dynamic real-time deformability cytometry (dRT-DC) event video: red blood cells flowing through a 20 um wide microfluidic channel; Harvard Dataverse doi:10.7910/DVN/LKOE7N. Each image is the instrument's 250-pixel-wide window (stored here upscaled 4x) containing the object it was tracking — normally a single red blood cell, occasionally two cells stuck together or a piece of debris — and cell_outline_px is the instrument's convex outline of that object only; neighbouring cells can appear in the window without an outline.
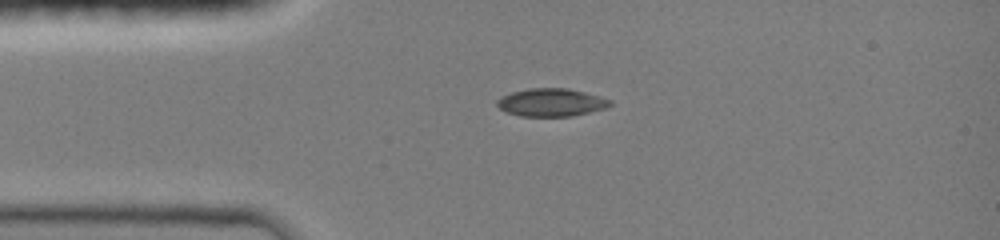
{"species": "common noctule bat (a hibernating species)", "species_latin": "Nyctalus noctula", "temperature_condition": "room temperature", "stored_images_in_passage": 28, "camera_frame_rate_fps": 3000, "um_per_image_px": 0.085, "animal": {"sex": "female", "body_mass_g": 19.0, "forearm_length_mm": 51.5}, "frame": {"image": 1, "passage_image": 1, "time_ms": 0.0, "image_size_px": [1000, 240], "cell_outline_px": [[612, 104], [604, 108], [572, 116], [520, 116], [508, 112], [500, 108], [496, 104], [496, 100], [500, 96], [512, 92], [532, 88], [568, 88], [584, 92], [612, 100]], "centroid_in_image_um": [46.83, 8.7], "position_along_channel_um": 38.2, "area_um2": 18.21}}
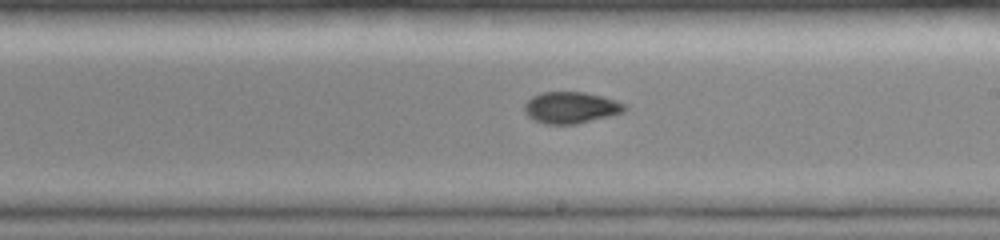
{"frame": {"image": 2, "passage_image": 12, "time_ms": 5.333, "image_size_px": [1000, 240], "cell_outline_px": [[628, 108], [624, 112], [576, 124], [544, 124], [528, 116], [524, 112], [524, 104], [532, 96], [540, 92], [584, 92], [616, 100], [624, 104]], "centroid_in_image_um": [48.5, 9.14], "position_along_channel_um": 240.5, "area_um2": 18.32}}
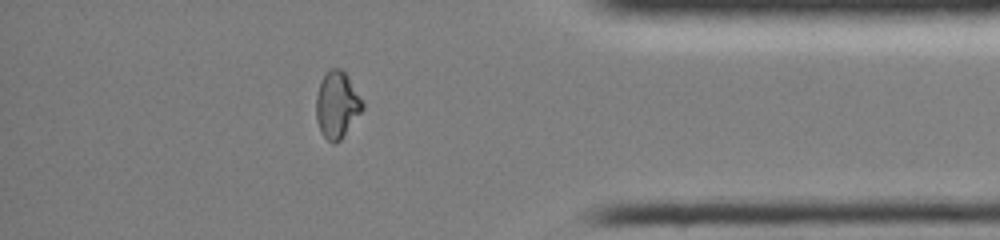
{"frame": {"image": 3, "passage_image": 22, "time_ms": 9.667, "image_size_px": [1000, 240], "cell_outline_px": [[364, 108], [340, 140], [336, 144], [332, 144], [320, 132], [316, 120], [316, 96], [320, 84], [324, 76], [332, 68], [340, 68], [348, 76], [364, 104]], "centroid_in_image_um": [28.64, 8.94], "position_along_channel_um": 406.6, "area_um2": 17.8}}